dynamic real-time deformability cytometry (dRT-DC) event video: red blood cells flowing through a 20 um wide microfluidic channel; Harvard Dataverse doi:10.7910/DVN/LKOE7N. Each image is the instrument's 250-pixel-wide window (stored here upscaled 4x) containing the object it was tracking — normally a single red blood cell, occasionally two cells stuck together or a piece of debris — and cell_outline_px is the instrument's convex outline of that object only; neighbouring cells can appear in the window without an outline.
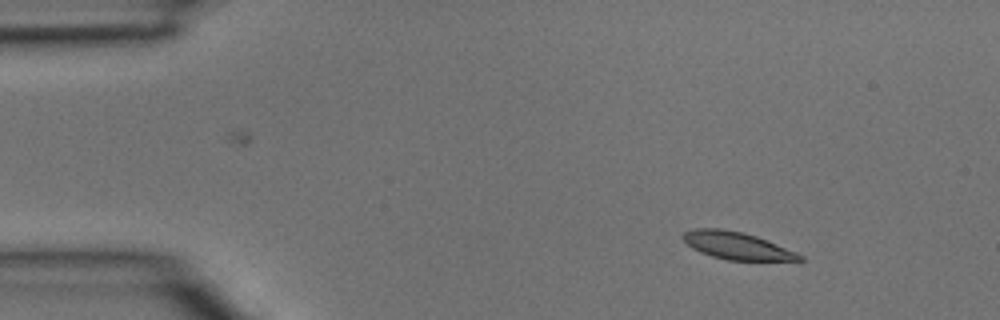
{"species": "common noctule bat (a hibernating species)", "species_latin": "Nyctalus noctula", "temperature_condition": "room temperature", "stored_images_in_passage": 3, "camera_frame_rate_fps": 3000, "um_per_image_px": 0.085, "animal": {"sex": "male", "body_mass_g": 15.6}, "frame": {"image": 1, "passage_image": 1, "time_ms": 0.0, "image_size_px": [1000, 320], "cell_outline_px": [[804, 260], [728, 260], [712, 256], [700, 252], [692, 248], [680, 236], [684, 232], [696, 228], [720, 228], [744, 232], [756, 236], [796, 252], [804, 256]], "centroid_in_image_um": [62.6, 20.87], "position_along_channel_um": 22.4, "area_um2": 18.44}}
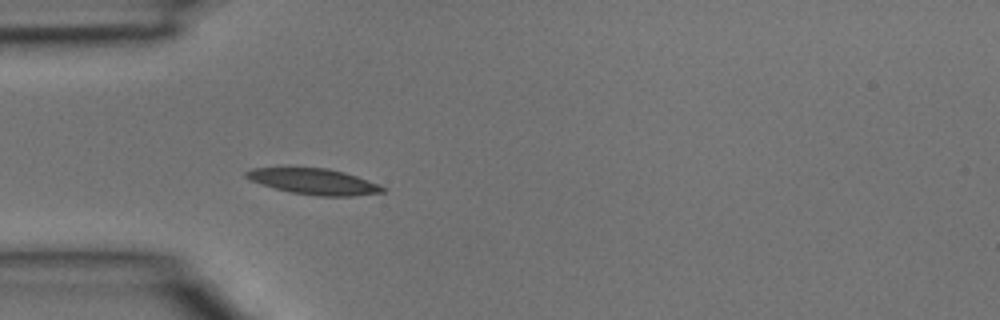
{"frame": {"image": 2, "passage_image": 3, "time_ms": 0.667, "image_size_px": [1000, 320], "cell_outline_px": [[388, 188], [384, 192], [352, 196], [320, 196], [292, 192], [260, 184], [244, 176], [244, 172], [252, 168], [328, 168], [344, 172], [380, 184]], "centroid_in_image_um": [26.73, 15.43], "position_along_channel_um": 58.3, "area_um2": 20.4}}